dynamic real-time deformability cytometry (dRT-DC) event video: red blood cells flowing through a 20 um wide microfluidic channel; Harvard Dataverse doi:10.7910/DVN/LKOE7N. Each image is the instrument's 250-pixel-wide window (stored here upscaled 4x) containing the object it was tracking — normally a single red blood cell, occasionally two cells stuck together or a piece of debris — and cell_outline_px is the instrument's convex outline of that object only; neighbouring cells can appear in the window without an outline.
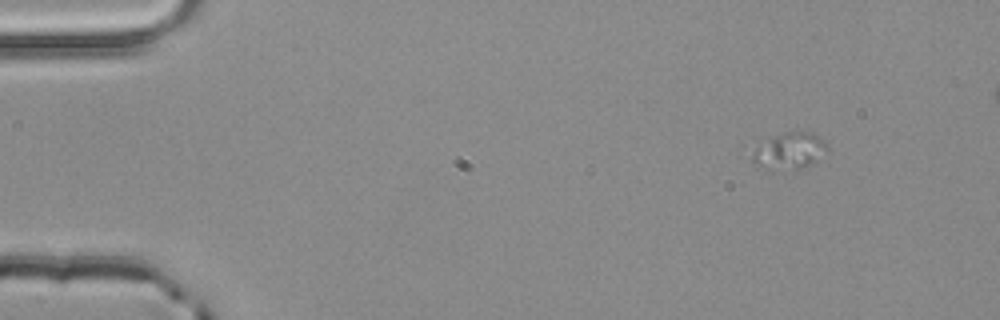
{"species": "common noctule bat (a hibernating species)", "species_latin": "Nyctalus noctula", "temperature_condition": "room temperature", "stored_images_in_passage": 4, "segment_of_instrument_passage": [1, 2], "camera_frame_rate_fps": 3000, "um_per_image_px": 0.085, "animal": {"sex": "male", "body_mass_g": 20.4}, "frame": {"image": 1, "passage_image": 1, "time_ms": 0.0, "image_size_px": [1000, 320], "cell_outline_px": [[828, 148], [812, 164], [796, 168], [772, 172], [756, 164], [752, 160], [752, 148], [784, 132], [796, 128], [812, 132], [824, 140]], "centroid_in_image_um": [67.08, 12.8], "position_along_channel_um": 17.9, "area_um2": 16.18}}